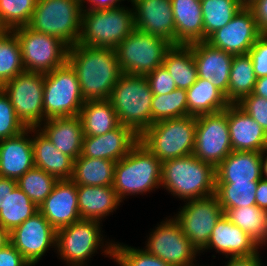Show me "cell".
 Segmentation results:
<instances>
[{
  "label": "cell",
  "instance_id": "6da1fadb",
  "mask_svg": "<svg viewBox=\"0 0 267 266\" xmlns=\"http://www.w3.org/2000/svg\"><path fill=\"white\" fill-rule=\"evenodd\" d=\"M67 62L77 74L85 101L109 99L123 74L113 49L76 44L69 47Z\"/></svg>",
  "mask_w": 267,
  "mask_h": 266
},
{
  "label": "cell",
  "instance_id": "7a4b0ae2",
  "mask_svg": "<svg viewBox=\"0 0 267 266\" xmlns=\"http://www.w3.org/2000/svg\"><path fill=\"white\" fill-rule=\"evenodd\" d=\"M161 187L186 201L215 194V167L193 154L162 163Z\"/></svg>",
  "mask_w": 267,
  "mask_h": 266
},
{
  "label": "cell",
  "instance_id": "3957f363",
  "mask_svg": "<svg viewBox=\"0 0 267 266\" xmlns=\"http://www.w3.org/2000/svg\"><path fill=\"white\" fill-rule=\"evenodd\" d=\"M162 162L140 141L115 163L113 188L123 202L161 188Z\"/></svg>",
  "mask_w": 267,
  "mask_h": 266
},
{
  "label": "cell",
  "instance_id": "277c9868",
  "mask_svg": "<svg viewBox=\"0 0 267 266\" xmlns=\"http://www.w3.org/2000/svg\"><path fill=\"white\" fill-rule=\"evenodd\" d=\"M102 224L97 220L81 219L57 230L56 253L59 259L66 266H88L87 262L101 249V254L113 260L115 242L104 238Z\"/></svg>",
  "mask_w": 267,
  "mask_h": 266
},
{
  "label": "cell",
  "instance_id": "5b68a950",
  "mask_svg": "<svg viewBox=\"0 0 267 266\" xmlns=\"http://www.w3.org/2000/svg\"><path fill=\"white\" fill-rule=\"evenodd\" d=\"M153 93L145 76L122 74L113 87L109 101L119 123L140 136L151 126Z\"/></svg>",
  "mask_w": 267,
  "mask_h": 266
},
{
  "label": "cell",
  "instance_id": "8992f818",
  "mask_svg": "<svg viewBox=\"0 0 267 266\" xmlns=\"http://www.w3.org/2000/svg\"><path fill=\"white\" fill-rule=\"evenodd\" d=\"M134 29L132 7L83 10L78 44L114 50Z\"/></svg>",
  "mask_w": 267,
  "mask_h": 266
},
{
  "label": "cell",
  "instance_id": "52a82bcc",
  "mask_svg": "<svg viewBox=\"0 0 267 266\" xmlns=\"http://www.w3.org/2000/svg\"><path fill=\"white\" fill-rule=\"evenodd\" d=\"M195 130L196 116L167 119L149 126L139 141L163 163L193 154Z\"/></svg>",
  "mask_w": 267,
  "mask_h": 266
},
{
  "label": "cell",
  "instance_id": "ba28073f",
  "mask_svg": "<svg viewBox=\"0 0 267 266\" xmlns=\"http://www.w3.org/2000/svg\"><path fill=\"white\" fill-rule=\"evenodd\" d=\"M82 11L81 0H37L27 27L74 46L81 35Z\"/></svg>",
  "mask_w": 267,
  "mask_h": 266
},
{
  "label": "cell",
  "instance_id": "9c48e42d",
  "mask_svg": "<svg viewBox=\"0 0 267 266\" xmlns=\"http://www.w3.org/2000/svg\"><path fill=\"white\" fill-rule=\"evenodd\" d=\"M171 47L167 40L135 28L114 50L122 73L146 76L163 65Z\"/></svg>",
  "mask_w": 267,
  "mask_h": 266
},
{
  "label": "cell",
  "instance_id": "30bf717a",
  "mask_svg": "<svg viewBox=\"0 0 267 266\" xmlns=\"http://www.w3.org/2000/svg\"><path fill=\"white\" fill-rule=\"evenodd\" d=\"M84 102L77 74L68 62L44 73V122L53 117L78 116Z\"/></svg>",
  "mask_w": 267,
  "mask_h": 266
},
{
  "label": "cell",
  "instance_id": "8fae6325",
  "mask_svg": "<svg viewBox=\"0 0 267 266\" xmlns=\"http://www.w3.org/2000/svg\"><path fill=\"white\" fill-rule=\"evenodd\" d=\"M12 31L20 45L25 71L47 73L67 62L69 46L61 39L27 26Z\"/></svg>",
  "mask_w": 267,
  "mask_h": 266
},
{
  "label": "cell",
  "instance_id": "7c38bea8",
  "mask_svg": "<svg viewBox=\"0 0 267 266\" xmlns=\"http://www.w3.org/2000/svg\"><path fill=\"white\" fill-rule=\"evenodd\" d=\"M1 89L26 128H38L44 122V73L24 71L4 83Z\"/></svg>",
  "mask_w": 267,
  "mask_h": 266
},
{
  "label": "cell",
  "instance_id": "4fadbf2b",
  "mask_svg": "<svg viewBox=\"0 0 267 266\" xmlns=\"http://www.w3.org/2000/svg\"><path fill=\"white\" fill-rule=\"evenodd\" d=\"M166 217L147 236L146 252L171 266H188L196 262L200 252L182 232L174 217ZM198 254V255H197Z\"/></svg>",
  "mask_w": 267,
  "mask_h": 266
},
{
  "label": "cell",
  "instance_id": "5bb4252c",
  "mask_svg": "<svg viewBox=\"0 0 267 266\" xmlns=\"http://www.w3.org/2000/svg\"><path fill=\"white\" fill-rule=\"evenodd\" d=\"M232 151L227 108L196 116L194 156L216 168Z\"/></svg>",
  "mask_w": 267,
  "mask_h": 266
},
{
  "label": "cell",
  "instance_id": "9a60e30c",
  "mask_svg": "<svg viewBox=\"0 0 267 266\" xmlns=\"http://www.w3.org/2000/svg\"><path fill=\"white\" fill-rule=\"evenodd\" d=\"M184 204L173 217L191 244L201 252L207 246L210 235L224 211L215 194L186 200Z\"/></svg>",
  "mask_w": 267,
  "mask_h": 266
},
{
  "label": "cell",
  "instance_id": "2e32d148",
  "mask_svg": "<svg viewBox=\"0 0 267 266\" xmlns=\"http://www.w3.org/2000/svg\"><path fill=\"white\" fill-rule=\"evenodd\" d=\"M56 239L57 231L39 211L9 232V242L31 266L50 248L56 250Z\"/></svg>",
  "mask_w": 267,
  "mask_h": 266
},
{
  "label": "cell",
  "instance_id": "e0dca14e",
  "mask_svg": "<svg viewBox=\"0 0 267 266\" xmlns=\"http://www.w3.org/2000/svg\"><path fill=\"white\" fill-rule=\"evenodd\" d=\"M261 35L253 11L249 7H242L227 25L206 41L227 53L245 55Z\"/></svg>",
  "mask_w": 267,
  "mask_h": 266
},
{
  "label": "cell",
  "instance_id": "ac0fdd59",
  "mask_svg": "<svg viewBox=\"0 0 267 266\" xmlns=\"http://www.w3.org/2000/svg\"><path fill=\"white\" fill-rule=\"evenodd\" d=\"M134 26L144 33L161 37L175 45V24L171 0H129Z\"/></svg>",
  "mask_w": 267,
  "mask_h": 266
},
{
  "label": "cell",
  "instance_id": "d6986e66",
  "mask_svg": "<svg viewBox=\"0 0 267 266\" xmlns=\"http://www.w3.org/2000/svg\"><path fill=\"white\" fill-rule=\"evenodd\" d=\"M188 46L192 49L198 77L210 80L228 101L229 76L234 55L212 46L206 40Z\"/></svg>",
  "mask_w": 267,
  "mask_h": 266
},
{
  "label": "cell",
  "instance_id": "ffe728a7",
  "mask_svg": "<svg viewBox=\"0 0 267 266\" xmlns=\"http://www.w3.org/2000/svg\"><path fill=\"white\" fill-rule=\"evenodd\" d=\"M38 209L56 231L81 220L77 185L71 179L58 180Z\"/></svg>",
  "mask_w": 267,
  "mask_h": 266
},
{
  "label": "cell",
  "instance_id": "44dd1931",
  "mask_svg": "<svg viewBox=\"0 0 267 266\" xmlns=\"http://www.w3.org/2000/svg\"><path fill=\"white\" fill-rule=\"evenodd\" d=\"M215 249L225 258L250 257L258 254L260 247L239 226L223 214L217 221L207 246L200 252Z\"/></svg>",
  "mask_w": 267,
  "mask_h": 266
},
{
  "label": "cell",
  "instance_id": "7402d4cb",
  "mask_svg": "<svg viewBox=\"0 0 267 266\" xmlns=\"http://www.w3.org/2000/svg\"><path fill=\"white\" fill-rule=\"evenodd\" d=\"M138 141L139 136L130 127L120 124L106 134L84 136L80 156L117 162L126 156Z\"/></svg>",
  "mask_w": 267,
  "mask_h": 266
},
{
  "label": "cell",
  "instance_id": "603a6c76",
  "mask_svg": "<svg viewBox=\"0 0 267 266\" xmlns=\"http://www.w3.org/2000/svg\"><path fill=\"white\" fill-rule=\"evenodd\" d=\"M33 167L32 128L0 140V177L17 181Z\"/></svg>",
  "mask_w": 267,
  "mask_h": 266
},
{
  "label": "cell",
  "instance_id": "cb8c5ba5",
  "mask_svg": "<svg viewBox=\"0 0 267 266\" xmlns=\"http://www.w3.org/2000/svg\"><path fill=\"white\" fill-rule=\"evenodd\" d=\"M227 119L233 151L267 149V134L263 128L237 104L227 106Z\"/></svg>",
  "mask_w": 267,
  "mask_h": 266
},
{
  "label": "cell",
  "instance_id": "d4e9b609",
  "mask_svg": "<svg viewBox=\"0 0 267 266\" xmlns=\"http://www.w3.org/2000/svg\"><path fill=\"white\" fill-rule=\"evenodd\" d=\"M37 129L59 151L73 160L81 155L84 133L79 116L49 118Z\"/></svg>",
  "mask_w": 267,
  "mask_h": 266
},
{
  "label": "cell",
  "instance_id": "484cf974",
  "mask_svg": "<svg viewBox=\"0 0 267 266\" xmlns=\"http://www.w3.org/2000/svg\"><path fill=\"white\" fill-rule=\"evenodd\" d=\"M215 173L216 183L258 182L262 178V152L232 151Z\"/></svg>",
  "mask_w": 267,
  "mask_h": 266
},
{
  "label": "cell",
  "instance_id": "4316f807",
  "mask_svg": "<svg viewBox=\"0 0 267 266\" xmlns=\"http://www.w3.org/2000/svg\"><path fill=\"white\" fill-rule=\"evenodd\" d=\"M77 195L81 219L102 222L122 203L113 186L77 185Z\"/></svg>",
  "mask_w": 267,
  "mask_h": 266
},
{
  "label": "cell",
  "instance_id": "83f0119b",
  "mask_svg": "<svg viewBox=\"0 0 267 266\" xmlns=\"http://www.w3.org/2000/svg\"><path fill=\"white\" fill-rule=\"evenodd\" d=\"M175 24V45L203 41L201 0H171Z\"/></svg>",
  "mask_w": 267,
  "mask_h": 266
},
{
  "label": "cell",
  "instance_id": "f1b7e54d",
  "mask_svg": "<svg viewBox=\"0 0 267 266\" xmlns=\"http://www.w3.org/2000/svg\"><path fill=\"white\" fill-rule=\"evenodd\" d=\"M34 166L57 180L71 179L74 160L59 151L37 128H32Z\"/></svg>",
  "mask_w": 267,
  "mask_h": 266
},
{
  "label": "cell",
  "instance_id": "f546056e",
  "mask_svg": "<svg viewBox=\"0 0 267 266\" xmlns=\"http://www.w3.org/2000/svg\"><path fill=\"white\" fill-rule=\"evenodd\" d=\"M84 136H99L120 125L116 111L110 101H85L79 115Z\"/></svg>",
  "mask_w": 267,
  "mask_h": 266
},
{
  "label": "cell",
  "instance_id": "4dcf8cb0",
  "mask_svg": "<svg viewBox=\"0 0 267 266\" xmlns=\"http://www.w3.org/2000/svg\"><path fill=\"white\" fill-rule=\"evenodd\" d=\"M186 91L188 116L223 111L230 104L225 95L210 80L198 77L196 82Z\"/></svg>",
  "mask_w": 267,
  "mask_h": 266
},
{
  "label": "cell",
  "instance_id": "1f68e13d",
  "mask_svg": "<svg viewBox=\"0 0 267 266\" xmlns=\"http://www.w3.org/2000/svg\"><path fill=\"white\" fill-rule=\"evenodd\" d=\"M115 163L107 159L79 156L74 160L71 180L76 185L113 186Z\"/></svg>",
  "mask_w": 267,
  "mask_h": 266
},
{
  "label": "cell",
  "instance_id": "d6a6232c",
  "mask_svg": "<svg viewBox=\"0 0 267 266\" xmlns=\"http://www.w3.org/2000/svg\"><path fill=\"white\" fill-rule=\"evenodd\" d=\"M163 65L180 89H189L197 80V67L188 45H172L166 52Z\"/></svg>",
  "mask_w": 267,
  "mask_h": 266
},
{
  "label": "cell",
  "instance_id": "836d02e7",
  "mask_svg": "<svg viewBox=\"0 0 267 266\" xmlns=\"http://www.w3.org/2000/svg\"><path fill=\"white\" fill-rule=\"evenodd\" d=\"M225 216L262 249L267 246V210L256 205L227 209Z\"/></svg>",
  "mask_w": 267,
  "mask_h": 266
},
{
  "label": "cell",
  "instance_id": "e575fe53",
  "mask_svg": "<svg viewBox=\"0 0 267 266\" xmlns=\"http://www.w3.org/2000/svg\"><path fill=\"white\" fill-rule=\"evenodd\" d=\"M256 80L251 57L248 54L234 55L229 76L228 102L236 104L244 96L253 93Z\"/></svg>",
  "mask_w": 267,
  "mask_h": 266
},
{
  "label": "cell",
  "instance_id": "d590c367",
  "mask_svg": "<svg viewBox=\"0 0 267 266\" xmlns=\"http://www.w3.org/2000/svg\"><path fill=\"white\" fill-rule=\"evenodd\" d=\"M242 7L239 0H201L203 41L227 25Z\"/></svg>",
  "mask_w": 267,
  "mask_h": 266
},
{
  "label": "cell",
  "instance_id": "8d00e7d4",
  "mask_svg": "<svg viewBox=\"0 0 267 266\" xmlns=\"http://www.w3.org/2000/svg\"><path fill=\"white\" fill-rule=\"evenodd\" d=\"M38 211L32 200L16 186L11 194H8L4 206L0 209V225L11 232Z\"/></svg>",
  "mask_w": 267,
  "mask_h": 266
},
{
  "label": "cell",
  "instance_id": "74e56055",
  "mask_svg": "<svg viewBox=\"0 0 267 266\" xmlns=\"http://www.w3.org/2000/svg\"><path fill=\"white\" fill-rule=\"evenodd\" d=\"M258 182L216 183L215 195L223 211L256 205Z\"/></svg>",
  "mask_w": 267,
  "mask_h": 266
},
{
  "label": "cell",
  "instance_id": "f35d334b",
  "mask_svg": "<svg viewBox=\"0 0 267 266\" xmlns=\"http://www.w3.org/2000/svg\"><path fill=\"white\" fill-rule=\"evenodd\" d=\"M188 116L187 91L176 88L165 95H153L151 125L153 123Z\"/></svg>",
  "mask_w": 267,
  "mask_h": 266
},
{
  "label": "cell",
  "instance_id": "ab89813d",
  "mask_svg": "<svg viewBox=\"0 0 267 266\" xmlns=\"http://www.w3.org/2000/svg\"><path fill=\"white\" fill-rule=\"evenodd\" d=\"M24 71L17 36L8 30L0 36V84L3 85Z\"/></svg>",
  "mask_w": 267,
  "mask_h": 266
},
{
  "label": "cell",
  "instance_id": "60d3db41",
  "mask_svg": "<svg viewBox=\"0 0 267 266\" xmlns=\"http://www.w3.org/2000/svg\"><path fill=\"white\" fill-rule=\"evenodd\" d=\"M58 180L41 168L33 167L17 180V186L39 208Z\"/></svg>",
  "mask_w": 267,
  "mask_h": 266
},
{
  "label": "cell",
  "instance_id": "b9f144b4",
  "mask_svg": "<svg viewBox=\"0 0 267 266\" xmlns=\"http://www.w3.org/2000/svg\"><path fill=\"white\" fill-rule=\"evenodd\" d=\"M37 0H0V20L7 30L27 26Z\"/></svg>",
  "mask_w": 267,
  "mask_h": 266
},
{
  "label": "cell",
  "instance_id": "7bdbcfd3",
  "mask_svg": "<svg viewBox=\"0 0 267 266\" xmlns=\"http://www.w3.org/2000/svg\"><path fill=\"white\" fill-rule=\"evenodd\" d=\"M114 262L119 266H171L138 247H131L124 243H114Z\"/></svg>",
  "mask_w": 267,
  "mask_h": 266
},
{
  "label": "cell",
  "instance_id": "ee69618b",
  "mask_svg": "<svg viewBox=\"0 0 267 266\" xmlns=\"http://www.w3.org/2000/svg\"><path fill=\"white\" fill-rule=\"evenodd\" d=\"M26 129L16 116L9 97L0 89V140L15 137Z\"/></svg>",
  "mask_w": 267,
  "mask_h": 266
},
{
  "label": "cell",
  "instance_id": "f6af8a7d",
  "mask_svg": "<svg viewBox=\"0 0 267 266\" xmlns=\"http://www.w3.org/2000/svg\"><path fill=\"white\" fill-rule=\"evenodd\" d=\"M243 111L250 115L267 134V99L253 93L244 96L236 103Z\"/></svg>",
  "mask_w": 267,
  "mask_h": 266
},
{
  "label": "cell",
  "instance_id": "bcb514c9",
  "mask_svg": "<svg viewBox=\"0 0 267 266\" xmlns=\"http://www.w3.org/2000/svg\"><path fill=\"white\" fill-rule=\"evenodd\" d=\"M145 77L149 82L153 95H165L177 88L173 77L170 76L164 65L157 67Z\"/></svg>",
  "mask_w": 267,
  "mask_h": 266
},
{
  "label": "cell",
  "instance_id": "7dc6e473",
  "mask_svg": "<svg viewBox=\"0 0 267 266\" xmlns=\"http://www.w3.org/2000/svg\"><path fill=\"white\" fill-rule=\"evenodd\" d=\"M253 69L257 78L267 76V34H262L249 50Z\"/></svg>",
  "mask_w": 267,
  "mask_h": 266
},
{
  "label": "cell",
  "instance_id": "c3c4849f",
  "mask_svg": "<svg viewBox=\"0 0 267 266\" xmlns=\"http://www.w3.org/2000/svg\"><path fill=\"white\" fill-rule=\"evenodd\" d=\"M0 266H31L22 254L8 242L0 248Z\"/></svg>",
  "mask_w": 267,
  "mask_h": 266
},
{
  "label": "cell",
  "instance_id": "681fc988",
  "mask_svg": "<svg viewBox=\"0 0 267 266\" xmlns=\"http://www.w3.org/2000/svg\"><path fill=\"white\" fill-rule=\"evenodd\" d=\"M249 8L253 11L261 34H267V0H256Z\"/></svg>",
  "mask_w": 267,
  "mask_h": 266
},
{
  "label": "cell",
  "instance_id": "f907efd6",
  "mask_svg": "<svg viewBox=\"0 0 267 266\" xmlns=\"http://www.w3.org/2000/svg\"><path fill=\"white\" fill-rule=\"evenodd\" d=\"M125 0H81L83 10H104L120 6ZM128 1V0H127ZM86 3V5H85ZM89 4V5H87ZM85 5V6H84ZM92 5V6H91Z\"/></svg>",
  "mask_w": 267,
  "mask_h": 266
},
{
  "label": "cell",
  "instance_id": "816d5d0a",
  "mask_svg": "<svg viewBox=\"0 0 267 266\" xmlns=\"http://www.w3.org/2000/svg\"><path fill=\"white\" fill-rule=\"evenodd\" d=\"M260 253L250 257L228 258L225 266H262Z\"/></svg>",
  "mask_w": 267,
  "mask_h": 266
},
{
  "label": "cell",
  "instance_id": "f5cc1de1",
  "mask_svg": "<svg viewBox=\"0 0 267 266\" xmlns=\"http://www.w3.org/2000/svg\"><path fill=\"white\" fill-rule=\"evenodd\" d=\"M16 186V180L0 177V209L4 206L8 194H11Z\"/></svg>",
  "mask_w": 267,
  "mask_h": 266
},
{
  "label": "cell",
  "instance_id": "db71d44e",
  "mask_svg": "<svg viewBox=\"0 0 267 266\" xmlns=\"http://www.w3.org/2000/svg\"><path fill=\"white\" fill-rule=\"evenodd\" d=\"M255 201L256 206L260 209L267 210V180L263 178L258 181Z\"/></svg>",
  "mask_w": 267,
  "mask_h": 266
},
{
  "label": "cell",
  "instance_id": "11a10c76",
  "mask_svg": "<svg viewBox=\"0 0 267 266\" xmlns=\"http://www.w3.org/2000/svg\"><path fill=\"white\" fill-rule=\"evenodd\" d=\"M253 94L267 99V76L257 78Z\"/></svg>",
  "mask_w": 267,
  "mask_h": 266
},
{
  "label": "cell",
  "instance_id": "9f6ffc18",
  "mask_svg": "<svg viewBox=\"0 0 267 266\" xmlns=\"http://www.w3.org/2000/svg\"><path fill=\"white\" fill-rule=\"evenodd\" d=\"M9 242V232L0 225V248Z\"/></svg>",
  "mask_w": 267,
  "mask_h": 266
},
{
  "label": "cell",
  "instance_id": "6f0895ef",
  "mask_svg": "<svg viewBox=\"0 0 267 266\" xmlns=\"http://www.w3.org/2000/svg\"><path fill=\"white\" fill-rule=\"evenodd\" d=\"M262 178L267 180V149L262 152Z\"/></svg>",
  "mask_w": 267,
  "mask_h": 266
},
{
  "label": "cell",
  "instance_id": "680465c9",
  "mask_svg": "<svg viewBox=\"0 0 267 266\" xmlns=\"http://www.w3.org/2000/svg\"><path fill=\"white\" fill-rule=\"evenodd\" d=\"M241 5L243 7H249L250 5H252L256 0H239Z\"/></svg>",
  "mask_w": 267,
  "mask_h": 266
},
{
  "label": "cell",
  "instance_id": "91938a15",
  "mask_svg": "<svg viewBox=\"0 0 267 266\" xmlns=\"http://www.w3.org/2000/svg\"><path fill=\"white\" fill-rule=\"evenodd\" d=\"M8 30L6 29V27L3 25V23L0 20V36L5 34Z\"/></svg>",
  "mask_w": 267,
  "mask_h": 266
},
{
  "label": "cell",
  "instance_id": "94428289",
  "mask_svg": "<svg viewBox=\"0 0 267 266\" xmlns=\"http://www.w3.org/2000/svg\"><path fill=\"white\" fill-rule=\"evenodd\" d=\"M188 266H197V263H195V264L193 263V264H190V265H188ZM198 266H202V265H199V264H198ZM203 266H204V265H203ZM205 266H206V265H205Z\"/></svg>",
  "mask_w": 267,
  "mask_h": 266
}]
</instances>
